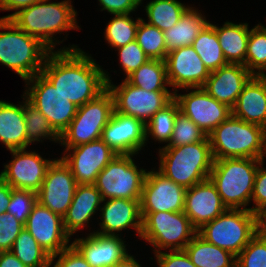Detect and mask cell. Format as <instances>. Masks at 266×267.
Segmentation results:
<instances>
[{
    "instance_id": "cell-1",
    "label": "cell",
    "mask_w": 266,
    "mask_h": 267,
    "mask_svg": "<svg viewBox=\"0 0 266 267\" xmlns=\"http://www.w3.org/2000/svg\"><path fill=\"white\" fill-rule=\"evenodd\" d=\"M59 50L48 54L41 73L69 101L80 107L107 88L104 70L90 55L75 45Z\"/></svg>"
},
{
    "instance_id": "cell-2",
    "label": "cell",
    "mask_w": 266,
    "mask_h": 267,
    "mask_svg": "<svg viewBox=\"0 0 266 267\" xmlns=\"http://www.w3.org/2000/svg\"><path fill=\"white\" fill-rule=\"evenodd\" d=\"M49 1H40L20 10L11 18V21L23 32L36 37L54 51L57 43L63 42V40H55L54 33L78 29L79 26L76 24L77 12L70 0Z\"/></svg>"
},
{
    "instance_id": "cell-3",
    "label": "cell",
    "mask_w": 266,
    "mask_h": 267,
    "mask_svg": "<svg viewBox=\"0 0 266 267\" xmlns=\"http://www.w3.org/2000/svg\"><path fill=\"white\" fill-rule=\"evenodd\" d=\"M214 160L266 157V129L232 114L209 135ZM265 155V156H264Z\"/></svg>"
},
{
    "instance_id": "cell-4",
    "label": "cell",
    "mask_w": 266,
    "mask_h": 267,
    "mask_svg": "<svg viewBox=\"0 0 266 267\" xmlns=\"http://www.w3.org/2000/svg\"><path fill=\"white\" fill-rule=\"evenodd\" d=\"M158 171L188 189L209 178L213 155L208 136L200 142L159 149Z\"/></svg>"
},
{
    "instance_id": "cell-5",
    "label": "cell",
    "mask_w": 266,
    "mask_h": 267,
    "mask_svg": "<svg viewBox=\"0 0 266 267\" xmlns=\"http://www.w3.org/2000/svg\"><path fill=\"white\" fill-rule=\"evenodd\" d=\"M0 63L15 71L23 80L41 73L51 50L39 39L19 29L11 19L0 18Z\"/></svg>"
},
{
    "instance_id": "cell-6",
    "label": "cell",
    "mask_w": 266,
    "mask_h": 267,
    "mask_svg": "<svg viewBox=\"0 0 266 267\" xmlns=\"http://www.w3.org/2000/svg\"><path fill=\"white\" fill-rule=\"evenodd\" d=\"M260 159L225 158L214 160L209 179L227 209H248ZM241 207V208H240Z\"/></svg>"
},
{
    "instance_id": "cell-7",
    "label": "cell",
    "mask_w": 266,
    "mask_h": 267,
    "mask_svg": "<svg viewBox=\"0 0 266 267\" xmlns=\"http://www.w3.org/2000/svg\"><path fill=\"white\" fill-rule=\"evenodd\" d=\"M197 234L237 256L257 234L256 213L250 209H227L198 229Z\"/></svg>"
},
{
    "instance_id": "cell-8",
    "label": "cell",
    "mask_w": 266,
    "mask_h": 267,
    "mask_svg": "<svg viewBox=\"0 0 266 267\" xmlns=\"http://www.w3.org/2000/svg\"><path fill=\"white\" fill-rule=\"evenodd\" d=\"M140 214L142 218L140 238L152 244L155 253L165 248H169V251L184 250L197 234V230L183 211Z\"/></svg>"
},
{
    "instance_id": "cell-9",
    "label": "cell",
    "mask_w": 266,
    "mask_h": 267,
    "mask_svg": "<svg viewBox=\"0 0 266 267\" xmlns=\"http://www.w3.org/2000/svg\"><path fill=\"white\" fill-rule=\"evenodd\" d=\"M113 112L114 99L106 88L95 99L78 107L70 125L60 135L59 144L68 149L100 139Z\"/></svg>"
},
{
    "instance_id": "cell-10",
    "label": "cell",
    "mask_w": 266,
    "mask_h": 267,
    "mask_svg": "<svg viewBox=\"0 0 266 267\" xmlns=\"http://www.w3.org/2000/svg\"><path fill=\"white\" fill-rule=\"evenodd\" d=\"M132 154H118L98 174L95 186L102 202L108 199L140 200L146 170L135 165Z\"/></svg>"
},
{
    "instance_id": "cell-11",
    "label": "cell",
    "mask_w": 266,
    "mask_h": 267,
    "mask_svg": "<svg viewBox=\"0 0 266 267\" xmlns=\"http://www.w3.org/2000/svg\"><path fill=\"white\" fill-rule=\"evenodd\" d=\"M25 82L26 85L31 86L24 91L23 96L47 118L53 129L61 135L75 117L78 106L62 95L42 73L36 74Z\"/></svg>"
},
{
    "instance_id": "cell-12",
    "label": "cell",
    "mask_w": 266,
    "mask_h": 267,
    "mask_svg": "<svg viewBox=\"0 0 266 267\" xmlns=\"http://www.w3.org/2000/svg\"><path fill=\"white\" fill-rule=\"evenodd\" d=\"M104 76L114 99V111L135 117L144 124L174 98V91H147L133 86L125 79L116 86L112 84L106 71Z\"/></svg>"
},
{
    "instance_id": "cell-13",
    "label": "cell",
    "mask_w": 266,
    "mask_h": 267,
    "mask_svg": "<svg viewBox=\"0 0 266 267\" xmlns=\"http://www.w3.org/2000/svg\"><path fill=\"white\" fill-rule=\"evenodd\" d=\"M185 89H192V91L186 94L174 92V99L179 105L180 112L193 121L207 136L232 114L231 108L218 102L203 87Z\"/></svg>"
},
{
    "instance_id": "cell-14",
    "label": "cell",
    "mask_w": 266,
    "mask_h": 267,
    "mask_svg": "<svg viewBox=\"0 0 266 267\" xmlns=\"http://www.w3.org/2000/svg\"><path fill=\"white\" fill-rule=\"evenodd\" d=\"M65 152L68 153L61 158L78 184H95L98 174L118 155L101 138L65 149Z\"/></svg>"
},
{
    "instance_id": "cell-15",
    "label": "cell",
    "mask_w": 266,
    "mask_h": 267,
    "mask_svg": "<svg viewBox=\"0 0 266 267\" xmlns=\"http://www.w3.org/2000/svg\"><path fill=\"white\" fill-rule=\"evenodd\" d=\"M77 185L70 167L61 157L54 159L37 192V201L63 218L71 205Z\"/></svg>"
},
{
    "instance_id": "cell-16",
    "label": "cell",
    "mask_w": 266,
    "mask_h": 267,
    "mask_svg": "<svg viewBox=\"0 0 266 267\" xmlns=\"http://www.w3.org/2000/svg\"><path fill=\"white\" fill-rule=\"evenodd\" d=\"M186 188L157 171H148L142 188L140 213L184 211Z\"/></svg>"
},
{
    "instance_id": "cell-17",
    "label": "cell",
    "mask_w": 266,
    "mask_h": 267,
    "mask_svg": "<svg viewBox=\"0 0 266 267\" xmlns=\"http://www.w3.org/2000/svg\"><path fill=\"white\" fill-rule=\"evenodd\" d=\"M11 153L13 160L4 165L0 175L14 189L37 193L53 160L43 159L35 151L26 149L11 150Z\"/></svg>"
},
{
    "instance_id": "cell-18",
    "label": "cell",
    "mask_w": 266,
    "mask_h": 267,
    "mask_svg": "<svg viewBox=\"0 0 266 267\" xmlns=\"http://www.w3.org/2000/svg\"><path fill=\"white\" fill-rule=\"evenodd\" d=\"M164 61L168 82L175 92L178 88L203 87L210 75L192 45L168 52Z\"/></svg>"
},
{
    "instance_id": "cell-19",
    "label": "cell",
    "mask_w": 266,
    "mask_h": 267,
    "mask_svg": "<svg viewBox=\"0 0 266 267\" xmlns=\"http://www.w3.org/2000/svg\"><path fill=\"white\" fill-rule=\"evenodd\" d=\"M24 227L50 256L60 253L71 245L68 244L70 236L64 229L63 218L38 201Z\"/></svg>"
},
{
    "instance_id": "cell-20",
    "label": "cell",
    "mask_w": 266,
    "mask_h": 267,
    "mask_svg": "<svg viewBox=\"0 0 266 267\" xmlns=\"http://www.w3.org/2000/svg\"><path fill=\"white\" fill-rule=\"evenodd\" d=\"M101 139L117 154H137L146 144L145 124L135 117L113 112Z\"/></svg>"
},
{
    "instance_id": "cell-21",
    "label": "cell",
    "mask_w": 266,
    "mask_h": 267,
    "mask_svg": "<svg viewBox=\"0 0 266 267\" xmlns=\"http://www.w3.org/2000/svg\"><path fill=\"white\" fill-rule=\"evenodd\" d=\"M226 210L220 194L209 178L186 190L183 212L196 230Z\"/></svg>"
},
{
    "instance_id": "cell-22",
    "label": "cell",
    "mask_w": 266,
    "mask_h": 267,
    "mask_svg": "<svg viewBox=\"0 0 266 267\" xmlns=\"http://www.w3.org/2000/svg\"><path fill=\"white\" fill-rule=\"evenodd\" d=\"M254 75L243 64H227L210 72L203 88L218 102L233 108L244 86Z\"/></svg>"
},
{
    "instance_id": "cell-23",
    "label": "cell",
    "mask_w": 266,
    "mask_h": 267,
    "mask_svg": "<svg viewBox=\"0 0 266 267\" xmlns=\"http://www.w3.org/2000/svg\"><path fill=\"white\" fill-rule=\"evenodd\" d=\"M125 241L119 236H105L95 232L71 244L92 267H113L127 254Z\"/></svg>"
},
{
    "instance_id": "cell-24",
    "label": "cell",
    "mask_w": 266,
    "mask_h": 267,
    "mask_svg": "<svg viewBox=\"0 0 266 267\" xmlns=\"http://www.w3.org/2000/svg\"><path fill=\"white\" fill-rule=\"evenodd\" d=\"M101 221L99 231L95 233L105 236H120L118 232L129 227L134 228L139 237L142 230V218L140 214V200L107 199L100 206ZM117 232V233H116Z\"/></svg>"
},
{
    "instance_id": "cell-25",
    "label": "cell",
    "mask_w": 266,
    "mask_h": 267,
    "mask_svg": "<svg viewBox=\"0 0 266 267\" xmlns=\"http://www.w3.org/2000/svg\"><path fill=\"white\" fill-rule=\"evenodd\" d=\"M232 115L266 129V73L254 75L238 96Z\"/></svg>"
},
{
    "instance_id": "cell-26",
    "label": "cell",
    "mask_w": 266,
    "mask_h": 267,
    "mask_svg": "<svg viewBox=\"0 0 266 267\" xmlns=\"http://www.w3.org/2000/svg\"><path fill=\"white\" fill-rule=\"evenodd\" d=\"M103 199L94 184H78L73 200L63 216V226L71 237L76 231L88 225L96 210H100ZM87 223V224H86Z\"/></svg>"
},
{
    "instance_id": "cell-27",
    "label": "cell",
    "mask_w": 266,
    "mask_h": 267,
    "mask_svg": "<svg viewBox=\"0 0 266 267\" xmlns=\"http://www.w3.org/2000/svg\"><path fill=\"white\" fill-rule=\"evenodd\" d=\"M22 103L14 105L0 100V142L9 151L26 149L30 145L26 136L24 101Z\"/></svg>"
},
{
    "instance_id": "cell-28",
    "label": "cell",
    "mask_w": 266,
    "mask_h": 267,
    "mask_svg": "<svg viewBox=\"0 0 266 267\" xmlns=\"http://www.w3.org/2000/svg\"><path fill=\"white\" fill-rule=\"evenodd\" d=\"M214 29L217 32L218 41L226 61L231 64H243L245 66L250 33L248 23L235 24L227 21L222 27L214 25Z\"/></svg>"
},
{
    "instance_id": "cell-29",
    "label": "cell",
    "mask_w": 266,
    "mask_h": 267,
    "mask_svg": "<svg viewBox=\"0 0 266 267\" xmlns=\"http://www.w3.org/2000/svg\"><path fill=\"white\" fill-rule=\"evenodd\" d=\"M193 8L189 7L174 26L163 31L167 53L192 45L199 32L209 22L201 12Z\"/></svg>"
},
{
    "instance_id": "cell-30",
    "label": "cell",
    "mask_w": 266,
    "mask_h": 267,
    "mask_svg": "<svg viewBox=\"0 0 266 267\" xmlns=\"http://www.w3.org/2000/svg\"><path fill=\"white\" fill-rule=\"evenodd\" d=\"M196 267H236V256L196 234L185 247Z\"/></svg>"
},
{
    "instance_id": "cell-31",
    "label": "cell",
    "mask_w": 266,
    "mask_h": 267,
    "mask_svg": "<svg viewBox=\"0 0 266 267\" xmlns=\"http://www.w3.org/2000/svg\"><path fill=\"white\" fill-rule=\"evenodd\" d=\"M192 47L203 61L209 72L229 64L220 47L214 24L208 22L199 32Z\"/></svg>"
},
{
    "instance_id": "cell-32",
    "label": "cell",
    "mask_w": 266,
    "mask_h": 267,
    "mask_svg": "<svg viewBox=\"0 0 266 267\" xmlns=\"http://www.w3.org/2000/svg\"><path fill=\"white\" fill-rule=\"evenodd\" d=\"M125 80L135 87L147 91H170L164 60L149 59L137 70L128 75Z\"/></svg>"
},
{
    "instance_id": "cell-33",
    "label": "cell",
    "mask_w": 266,
    "mask_h": 267,
    "mask_svg": "<svg viewBox=\"0 0 266 267\" xmlns=\"http://www.w3.org/2000/svg\"><path fill=\"white\" fill-rule=\"evenodd\" d=\"M188 8L177 0H152L145 6L148 24L165 31L174 26Z\"/></svg>"
},
{
    "instance_id": "cell-34",
    "label": "cell",
    "mask_w": 266,
    "mask_h": 267,
    "mask_svg": "<svg viewBox=\"0 0 266 267\" xmlns=\"http://www.w3.org/2000/svg\"><path fill=\"white\" fill-rule=\"evenodd\" d=\"M27 267H51V256L24 227L10 250Z\"/></svg>"
},
{
    "instance_id": "cell-35",
    "label": "cell",
    "mask_w": 266,
    "mask_h": 267,
    "mask_svg": "<svg viewBox=\"0 0 266 267\" xmlns=\"http://www.w3.org/2000/svg\"><path fill=\"white\" fill-rule=\"evenodd\" d=\"M180 111L177 101L173 98L166 106L157 111L145 124L146 141L149 135L156 141L169 143L176 115Z\"/></svg>"
},
{
    "instance_id": "cell-36",
    "label": "cell",
    "mask_w": 266,
    "mask_h": 267,
    "mask_svg": "<svg viewBox=\"0 0 266 267\" xmlns=\"http://www.w3.org/2000/svg\"><path fill=\"white\" fill-rule=\"evenodd\" d=\"M23 98L27 141L32 144L45 138L59 142L60 135L53 129L47 118L25 96Z\"/></svg>"
},
{
    "instance_id": "cell-37",
    "label": "cell",
    "mask_w": 266,
    "mask_h": 267,
    "mask_svg": "<svg viewBox=\"0 0 266 267\" xmlns=\"http://www.w3.org/2000/svg\"><path fill=\"white\" fill-rule=\"evenodd\" d=\"M245 67L253 75L261 76L263 73H265L266 27L262 24H258L257 26H254V28L250 29L245 58Z\"/></svg>"
},
{
    "instance_id": "cell-38",
    "label": "cell",
    "mask_w": 266,
    "mask_h": 267,
    "mask_svg": "<svg viewBox=\"0 0 266 267\" xmlns=\"http://www.w3.org/2000/svg\"><path fill=\"white\" fill-rule=\"evenodd\" d=\"M130 14H114L105 28L106 41L116 49L136 40V31L141 18L134 21Z\"/></svg>"
},
{
    "instance_id": "cell-39",
    "label": "cell",
    "mask_w": 266,
    "mask_h": 267,
    "mask_svg": "<svg viewBox=\"0 0 266 267\" xmlns=\"http://www.w3.org/2000/svg\"><path fill=\"white\" fill-rule=\"evenodd\" d=\"M136 41L149 59L165 60L167 48L163 31L146 23L142 18L137 27Z\"/></svg>"
},
{
    "instance_id": "cell-40",
    "label": "cell",
    "mask_w": 266,
    "mask_h": 267,
    "mask_svg": "<svg viewBox=\"0 0 266 267\" xmlns=\"http://www.w3.org/2000/svg\"><path fill=\"white\" fill-rule=\"evenodd\" d=\"M207 135L186 115L178 112L172 137L164 147H178L203 141Z\"/></svg>"
},
{
    "instance_id": "cell-41",
    "label": "cell",
    "mask_w": 266,
    "mask_h": 267,
    "mask_svg": "<svg viewBox=\"0 0 266 267\" xmlns=\"http://www.w3.org/2000/svg\"><path fill=\"white\" fill-rule=\"evenodd\" d=\"M236 267H266V241L256 234L236 256Z\"/></svg>"
},
{
    "instance_id": "cell-42",
    "label": "cell",
    "mask_w": 266,
    "mask_h": 267,
    "mask_svg": "<svg viewBox=\"0 0 266 267\" xmlns=\"http://www.w3.org/2000/svg\"><path fill=\"white\" fill-rule=\"evenodd\" d=\"M36 203L37 193L13 188L11 200L7 206L6 212L11 213L17 220L25 225Z\"/></svg>"
},
{
    "instance_id": "cell-43",
    "label": "cell",
    "mask_w": 266,
    "mask_h": 267,
    "mask_svg": "<svg viewBox=\"0 0 266 267\" xmlns=\"http://www.w3.org/2000/svg\"><path fill=\"white\" fill-rule=\"evenodd\" d=\"M117 50L119 51V61L126 77L149 60L136 40Z\"/></svg>"
},
{
    "instance_id": "cell-44",
    "label": "cell",
    "mask_w": 266,
    "mask_h": 267,
    "mask_svg": "<svg viewBox=\"0 0 266 267\" xmlns=\"http://www.w3.org/2000/svg\"><path fill=\"white\" fill-rule=\"evenodd\" d=\"M24 224L11 213L0 214V252L10 251Z\"/></svg>"
},
{
    "instance_id": "cell-45",
    "label": "cell",
    "mask_w": 266,
    "mask_h": 267,
    "mask_svg": "<svg viewBox=\"0 0 266 267\" xmlns=\"http://www.w3.org/2000/svg\"><path fill=\"white\" fill-rule=\"evenodd\" d=\"M263 160L259 162V166L254 179V189L252 198L254 202L253 208H249L253 213H257L266 209V167Z\"/></svg>"
},
{
    "instance_id": "cell-46",
    "label": "cell",
    "mask_w": 266,
    "mask_h": 267,
    "mask_svg": "<svg viewBox=\"0 0 266 267\" xmlns=\"http://www.w3.org/2000/svg\"><path fill=\"white\" fill-rule=\"evenodd\" d=\"M56 258L58 259L55 263ZM52 264L53 267H92L72 244L60 253L51 256L50 265Z\"/></svg>"
},
{
    "instance_id": "cell-47",
    "label": "cell",
    "mask_w": 266,
    "mask_h": 267,
    "mask_svg": "<svg viewBox=\"0 0 266 267\" xmlns=\"http://www.w3.org/2000/svg\"><path fill=\"white\" fill-rule=\"evenodd\" d=\"M159 267H196L185 250L154 253Z\"/></svg>"
},
{
    "instance_id": "cell-48",
    "label": "cell",
    "mask_w": 266,
    "mask_h": 267,
    "mask_svg": "<svg viewBox=\"0 0 266 267\" xmlns=\"http://www.w3.org/2000/svg\"><path fill=\"white\" fill-rule=\"evenodd\" d=\"M101 11L107 10L111 14H127L135 11L143 0H98Z\"/></svg>"
},
{
    "instance_id": "cell-49",
    "label": "cell",
    "mask_w": 266,
    "mask_h": 267,
    "mask_svg": "<svg viewBox=\"0 0 266 267\" xmlns=\"http://www.w3.org/2000/svg\"><path fill=\"white\" fill-rule=\"evenodd\" d=\"M40 1L44 0H0V10H15L14 13L2 17V19H11L20 10Z\"/></svg>"
},
{
    "instance_id": "cell-50",
    "label": "cell",
    "mask_w": 266,
    "mask_h": 267,
    "mask_svg": "<svg viewBox=\"0 0 266 267\" xmlns=\"http://www.w3.org/2000/svg\"><path fill=\"white\" fill-rule=\"evenodd\" d=\"M12 187L8 185L5 179L0 175V214L6 213L7 206L10 203Z\"/></svg>"
},
{
    "instance_id": "cell-51",
    "label": "cell",
    "mask_w": 266,
    "mask_h": 267,
    "mask_svg": "<svg viewBox=\"0 0 266 267\" xmlns=\"http://www.w3.org/2000/svg\"><path fill=\"white\" fill-rule=\"evenodd\" d=\"M0 267H27L11 251L0 252Z\"/></svg>"
},
{
    "instance_id": "cell-52",
    "label": "cell",
    "mask_w": 266,
    "mask_h": 267,
    "mask_svg": "<svg viewBox=\"0 0 266 267\" xmlns=\"http://www.w3.org/2000/svg\"><path fill=\"white\" fill-rule=\"evenodd\" d=\"M256 232L266 241V209L256 213Z\"/></svg>"
},
{
    "instance_id": "cell-53",
    "label": "cell",
    "mask_w": 266,
    "mask_h": 267,
    "mask_svg": "<svg viewBox=\"0 0 266 267\" xmlns=\"http://www.w3.org/2000/svg\"><path fill=\"white\" fill-rule=\"evenodd\" d=\"M113 267H141L134 256L127 254L121 261L117 262Z\"/></svg>"
}]
</instances>
